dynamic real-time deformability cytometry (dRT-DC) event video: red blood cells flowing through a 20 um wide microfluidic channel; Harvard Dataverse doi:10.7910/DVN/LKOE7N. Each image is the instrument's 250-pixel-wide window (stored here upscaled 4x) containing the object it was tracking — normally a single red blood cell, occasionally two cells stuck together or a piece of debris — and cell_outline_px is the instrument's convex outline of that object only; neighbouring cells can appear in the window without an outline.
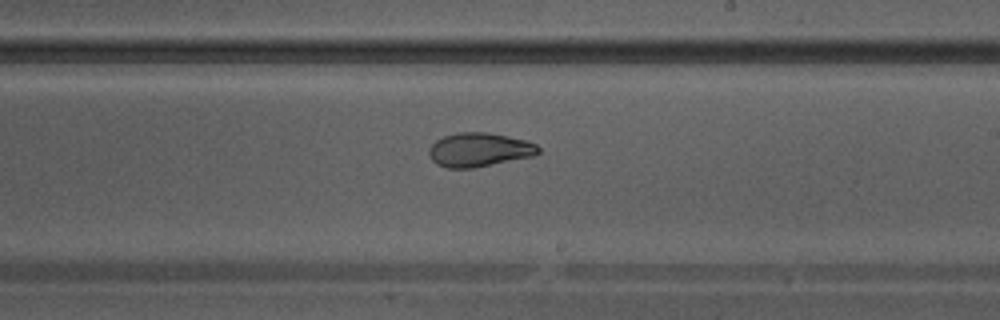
{"species": "Egyptian fruit bat (a non-hibernating species)", "species_latin": "Rousettus aegyptiacus", "temperature_condition": "warm", "stored_images_in_passage": 27, "camera_frame_rate_fps": 3000, "um_per_image_px": 0.085, "animal": {"sex": "male"}, "frame": {"image": 1, "passage_image": 16, "time_ms": 5.0, "image_size_px": [1000, 320], "cell_outline_px": [[540, 152], [532, 156], [472, 168], [448, 168], [436, 164], [432, 160], [428, 152], [428, 148], [436, 140], [444, 136], [460, 132], [488, 132], [528, 140], [536, 144], [540, 148]], "centroid_in_image_um": [40.73, 12.72], "position_along_channel_um": 248.3, "area_um2": 21.62}}